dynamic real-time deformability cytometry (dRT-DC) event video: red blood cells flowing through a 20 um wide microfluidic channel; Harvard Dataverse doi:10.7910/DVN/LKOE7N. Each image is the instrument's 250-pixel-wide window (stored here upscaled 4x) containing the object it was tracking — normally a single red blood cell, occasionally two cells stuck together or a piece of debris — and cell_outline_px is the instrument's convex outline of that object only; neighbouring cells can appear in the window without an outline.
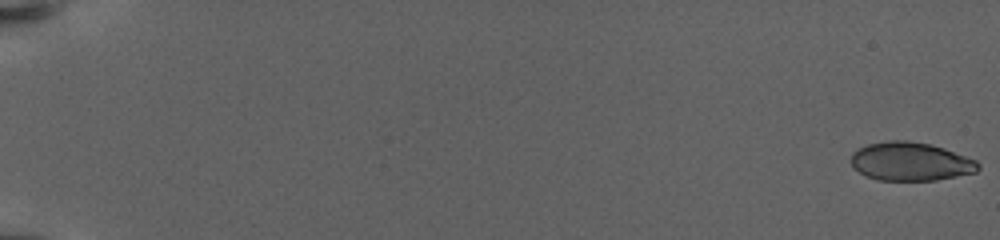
{"species": "human", "species_latin": "Homo sapiens", "temperature_condition": "warm", "stored_images_in_passage": 45, "camera_frame_rate_fps": 3000, "um_per_image_px": 0.085, "donor": {"sex": "female"}, "frame": {"image": 1, "passage_image": 1, "time_ms": 0.0, "image_size_px": [1000, 240], "cell_outline_px": [[980, 168], [976, 172], [936, 180], [876, 180], [852, 168], [852, 152], [868, 144], [888, 140], [908, 140], [928, 144], [944, 148], [976, 160], [980, 164]], "centroid_in_image_um": [77.4, 13.73], "position_along_channel_um": 7.6, "area_um2": 28.44}}
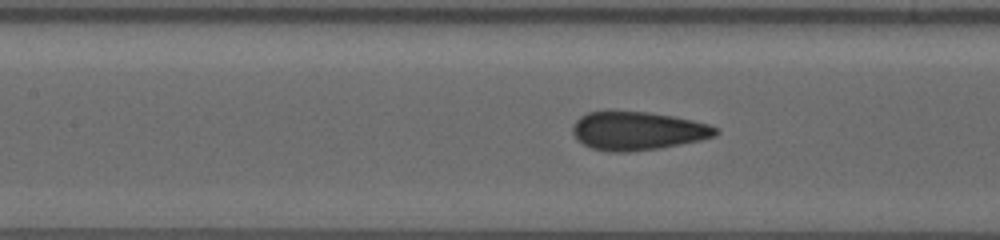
{"frame": {"image": 2, "passage_image": 25, "time_ms": 12.333, "image_size_px": [1000, 240], "cell_outline_px": [[720, 132], [716, 136], [700, 140], [660, 148], [628, 152], [608, 152], [592, 148], [576, 140], [572, 132], [572, 128], [576, 120], [580, 116], [588, 112], [648, 112], [672, 116], [692, 120], [708, 124], [720, 128]], "centroid_in_image_um": [54.21, 11.14], "position_along_channel_um": 153.2, "area_um2": 32.02}}
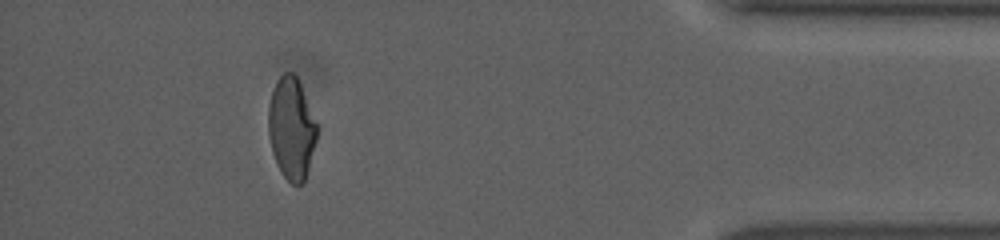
{"frame": {"image": 3, "passage_image": 44, "time_ms": 22.667, "image_size_px": [1000, 240], "cell_outline_px": [[320, 128], [308, 168], [304, 180], [300, 184], [292, 184], [284, 176], [276, 164], [272, 152], [268, 136], [268, 108], [272, 92], [280, 76], [284, 72], [292, 72], [296, 76], [300, 84]], "centroid_in_image_um": [24.78, 10.91], "position_along_channel_um": 410.4, "area_um2": 28.9}}